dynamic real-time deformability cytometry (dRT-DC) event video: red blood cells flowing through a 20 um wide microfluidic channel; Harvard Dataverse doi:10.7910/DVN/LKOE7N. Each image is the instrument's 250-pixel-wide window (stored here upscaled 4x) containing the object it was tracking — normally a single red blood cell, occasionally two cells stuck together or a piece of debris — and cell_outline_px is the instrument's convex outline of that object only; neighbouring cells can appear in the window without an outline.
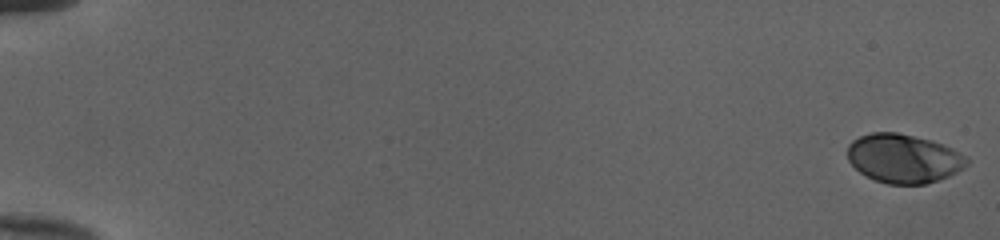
{"species": "human", "species_latin": "Homo sapiens", "temperature_condition": "cold", "stored_images_in_passage": 53, "camera_frame_rate_fps": 3000, "um_per_image_px": 0.085, "donor": {"sex": "female"}, "frame": {"image": 1, "passage_image": 1, "time_ms": 0.0, "image_size_px": [1000, 240], "cell_outline_px": [[968, 164], [964, 168], [940, 180], [928, 184], [888, 184], [876, 180], [860, 172], [848, 160], [848, 144], [852, 140], [860, 136], [872, 132], [896, 132], [932, 140], [952, 148], [968, 156]], "centroid_in_image_um": [76.83, 13.47], "position_along_channel_um": 8.2, "area_um2": 34.1}}
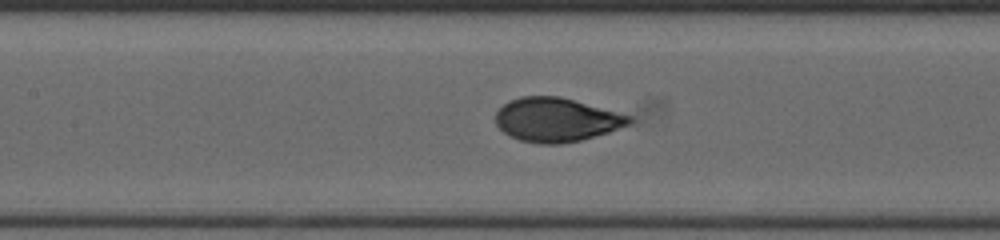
{"frame": {"image": 2, "passage_image": 27, "time_ms": 8.667, "image_size_px": [1000, 240], "cell_outline_px": [[632, 124], [608, 132], [580, 140], [560, 144], [540, 144], [520, 140], [504, 132], [496, 124], [496, 112], [508, 100], [520, 96], [560, 96], [632, 116]], "centroid_in_image_um": [47.3, 10.17], "position_along_channel_um": 160.1, "area_um2": 34.1}}
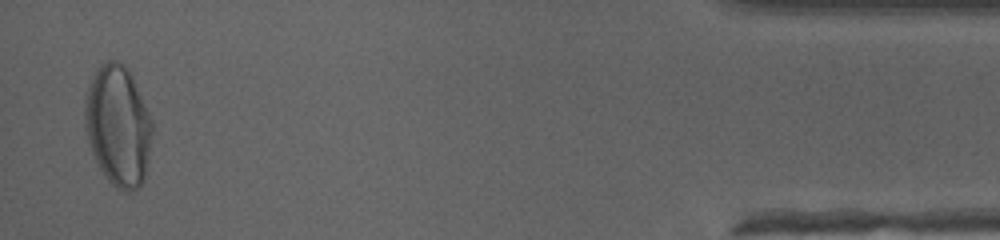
{"frame": {"image": 3, "passage_image": 52, "time_ms": 17.0, "image_size_px": [1000, 240], "cell_outline_px": [[152, 132], [144, 180], [132, 192], [124, 192], [116, 188], [104, 176], [92, 152], [88, 140], [84, 124], [84, 96], [92, 76], [96, 68], [100, 64], [108, 60], [116, 60], [124, 64], [128, 68], [132, 76], [152, 120]], "centroid_in_image_um": [10.01, 10.66], "position_along_channel_um": 425.2, "area_um2": 47.51}, "authors_computed_cell_mechanics": {"area_um2": 34.391, "velocity_mm_per_s": 4.0184, "shape_relaxation_time_tau1_ms": 3.8845, "shape_relaxation_time_tau2_ms": null, "deformation_change_tau1": 0.1808, "deformation_change_tau2": null}}